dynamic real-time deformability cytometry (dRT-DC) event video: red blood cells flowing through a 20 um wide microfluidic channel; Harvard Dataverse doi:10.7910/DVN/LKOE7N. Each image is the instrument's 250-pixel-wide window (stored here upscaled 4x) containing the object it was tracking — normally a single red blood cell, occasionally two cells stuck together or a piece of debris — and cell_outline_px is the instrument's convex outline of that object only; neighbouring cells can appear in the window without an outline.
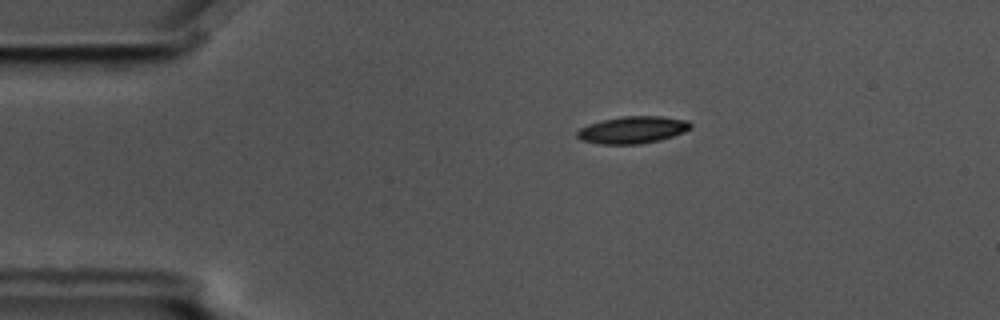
{"species": "common noctule bat (a hibernating species)", "species_latin": "Nyctalus noctula", "temperature_condition": "cold", "stored_images_in_passage": 4, "camera_frame_rate_fps": 3000, "um_per_image_px": 0.085, "animal": {"sex": "male", "body_mass_g": 17.5, "forearm_length_mm": 52.3}, "frame": {"image": 1, "passage_image": 1, "time_ms": 0.0, "image_size_px": [1000, 320], "cell_outline_px": [[692, 128], [684, 132], [660, 140], [640, 144], [600, 144], [580, 140], [576, 136], [576, 132], [580, 128], [588, 124], [600, 120], [620, 116], [664, 116], [688, 120], [692, 124]], "centroid_in_image_um": [53.77, 11.03], "position_along_channel_um": 31.2, "area_um2": 18.21}}